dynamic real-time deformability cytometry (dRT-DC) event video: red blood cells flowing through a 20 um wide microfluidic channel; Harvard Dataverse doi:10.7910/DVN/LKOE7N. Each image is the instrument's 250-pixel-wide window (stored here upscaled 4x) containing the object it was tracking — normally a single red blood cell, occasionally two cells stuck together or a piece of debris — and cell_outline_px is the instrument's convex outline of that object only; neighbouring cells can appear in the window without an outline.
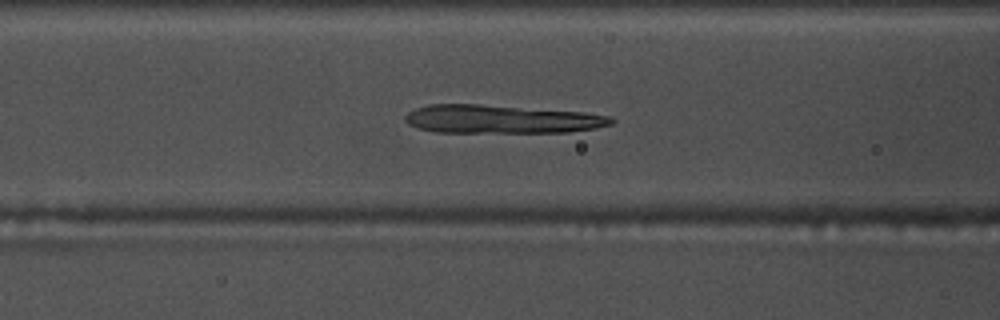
{"species": "common noctule bat (a hibernating species)", "species_latin": "Nyctalus noctula", "temperature_condition": "warm", "stored_images_in_passage": 55, "camera_frame_rate_fps": 3000, "um_per_image_px": 0.085, "animal": {"sex": "male", "body_mass_g": 17.5, "forearm_length_mm": 52.3}, "frame": {"image": 1, "passage_image": 22, "time_ms": 7.0, "image_size_px": [1000, 320], "cell_outline_px": [[616, 120], [612, 124], [596, 128], [568, 132], [436, 132], [416, 128], [408, 124], [404, 120], [404, 116], [408, 112], [416, 108], [428, 104], [480, 104], [584, 112], [612, 116]], "centroid_in_image_um": [42.61, 10.12], "position_along_channel_um": 124.0, "area_um2": 34.33}}